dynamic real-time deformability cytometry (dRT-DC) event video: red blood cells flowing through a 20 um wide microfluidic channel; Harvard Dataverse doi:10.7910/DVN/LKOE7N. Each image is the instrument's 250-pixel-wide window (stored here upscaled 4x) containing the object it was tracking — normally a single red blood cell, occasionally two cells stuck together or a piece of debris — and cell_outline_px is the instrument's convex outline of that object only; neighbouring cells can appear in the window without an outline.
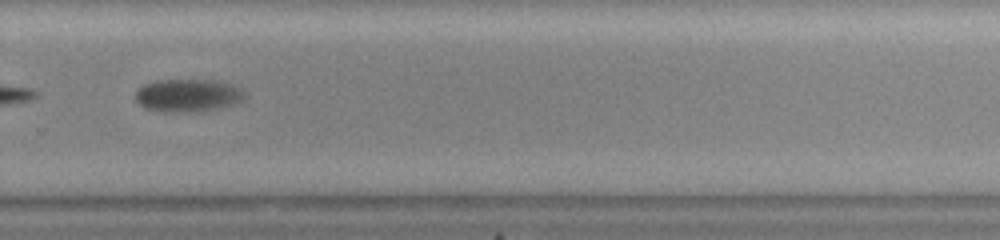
{"species": "common noctule bat (a hibernating species)", "species_latin": "Nyctalus noctula", "temperature_condition": "warm", "stored_images_in_passage": 40, "camera_frame_rate_fps": 3000, "um_per_image_px": 0.085, "animal": {"sex": "female", "body_mass_g": 23.0, "forearm_length_mm": 53.4}, "frame": {"image": 1, "passage_image": 28, "time_ms": 9.0, "image_size_px": [1000, 240], "cell_outline_px": [[244, 96], [240, 104], [220, 108], [180, 112], [168, 112], [144, 108], [136, 100], [136, 92], [144, 84], [156, 80], [216, 80], [232, 84], [240, 88], [244, 92]], "centroid_in_image_um": [16.0, 8.1], "position_along_channel_um": 313.8, "area_um2": 20.87}}
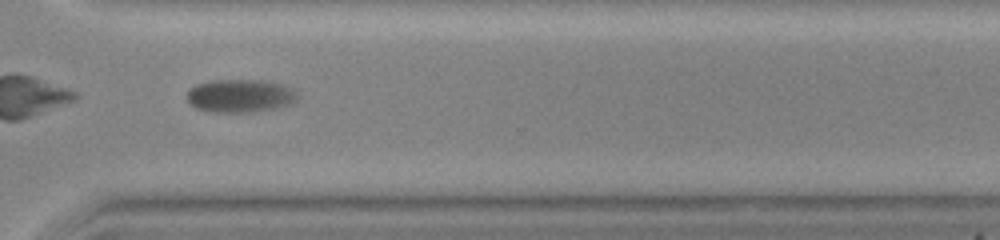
{"frame": {"image": 2, "passage_image": 31, "time_ms": 10.0, "image_size_px": [1000, 240], "cell_outline_px": [[300, 96], [296, 100], [288, 104], [276, 108], [252, 112], [216, 112], [196, 108], [188, 100], [188, 88], [196, 84], [216, 80], [264, 80], [284, 84], [292, 88]], "centroid_in_image_um": [20.45, 8.13], "position_along_channel_um": 350.2, "area_um2": 21.33}, "authors_computed_cell_mechanics": {"area_um2": 21.4727, "velocity_mm_per_s": 3.6101, "shape_relaxation_time_tau1_ms": 3.6331, "shape_relaxation_time_tau2_ms": null, "deformation_change_tau1": 0.3416, "deformation_change_tau2": null}}